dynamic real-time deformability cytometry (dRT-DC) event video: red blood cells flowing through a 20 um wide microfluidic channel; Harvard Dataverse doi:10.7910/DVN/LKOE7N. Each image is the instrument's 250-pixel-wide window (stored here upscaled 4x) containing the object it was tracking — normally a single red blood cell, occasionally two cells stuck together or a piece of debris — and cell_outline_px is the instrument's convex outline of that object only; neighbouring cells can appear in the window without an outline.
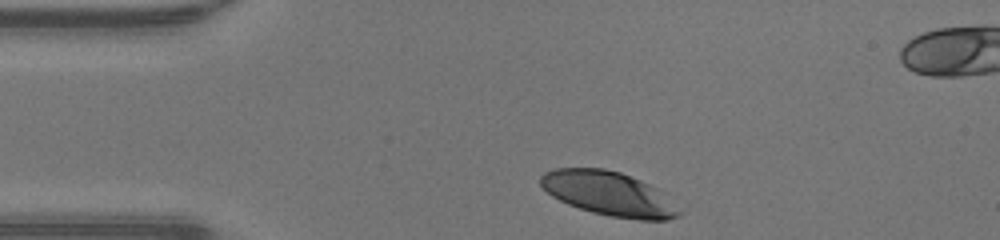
{"species": "human", "species_latin": "Homo sapiens", "temperature_condition": "warm", "stored_images_in_passage": 30, "camera_frame_rate_fps": 3000, "um_per_image_px": 0.085, "donor": {"sex": "male"}, "frame": {"image": 1, "passage_image": 1, "time_ms": 0.0, "image_size_px": [1000, 240], "cell_outline_px": [[684, 212], [680, 216], [668, 220], [640, 220], [612, 216], [592, 212], [568, 204], [552, 196], [540, 184], [540, 176], [544, 172], [552, 168], [604, 168], [620, 172], [640, 180], [656, 188]], "centroid_in_image_um": [51.75, 16.46], "position_along_channel_um": 33.2, "area_um2": 35.49}}
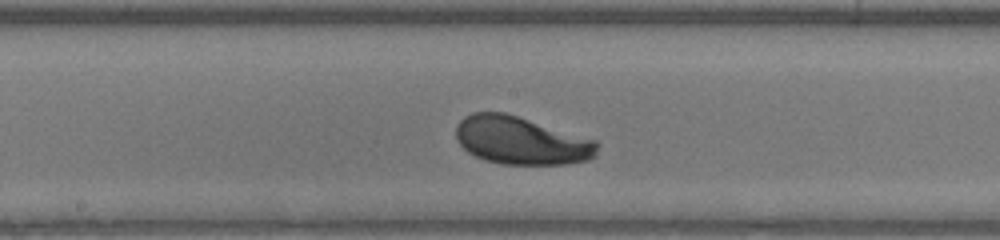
{"frame": {"image": 2, "passage_image": 16, "time_ms": 5.0, "image_size_px": [1000, 240], "cell_outline_px": [[600, 144], [596, 156], [588, 160], [568, 164], [504, 164], [484, 160], [468, 152], [456, 140], [456, 124], [464, 116], [472, 112], [504, 112], [596, 140]], "centroid_in_image_um": [44.3, 11.95], "position_along_channel_um": 203.9, "area_um2": 39.54}}
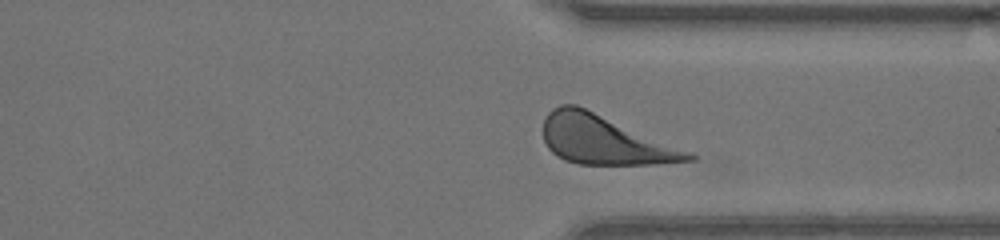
{"frame": {"image": 3, "passage_image": 27, "time_ms": 8.667, "image_size_px": [1000, 240], "cell_outline_px": [[700, 156], [696, 160], [656, 164], [576, 164], [564, 160], [556, 156], [548, 148], [544, 140], [544, 116], [552, 108], [560, 104], [576, 104]], "centroid_in_image_um": [51.35, 11.9], "position_along_channel_um": 360.0, "area_um2": 41.21}, "authors_computed_cell_mechanics": {"area_um2": 39.3907, "velocity_mm_per_s": 4.2753, "shape_relaxation_time_tau1_ms": 1.7924, "shape_relaxation_time_tau2_ms": null, "deformation_change_tau1": 0.1432, "deformation_change_tau2": null}}